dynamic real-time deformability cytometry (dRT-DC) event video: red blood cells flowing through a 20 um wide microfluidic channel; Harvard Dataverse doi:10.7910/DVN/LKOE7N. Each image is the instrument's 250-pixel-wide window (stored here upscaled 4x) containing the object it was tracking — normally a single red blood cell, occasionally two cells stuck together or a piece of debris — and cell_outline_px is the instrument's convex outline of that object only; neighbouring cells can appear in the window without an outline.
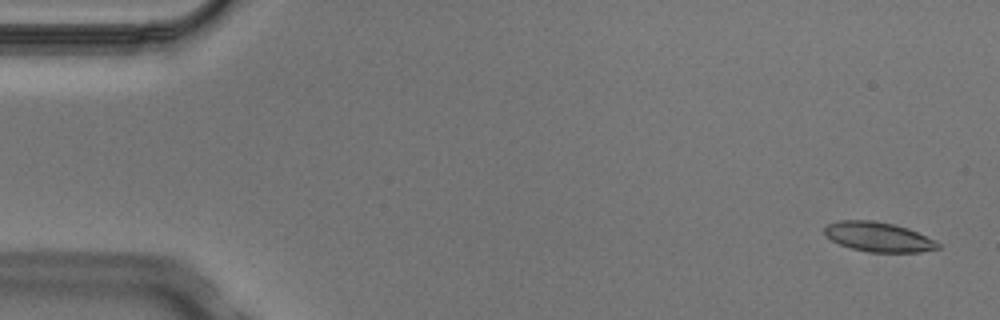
{"species": "Egyptian fruit bat (a non-hibernating species)", "species_latin": "Rousettus aegyptiacus", "temperature_condition": "cold", "stored_images_in_passage": 7, "camera_frame_rate_fps": 3000, "um_per_image_px": 0.085, "animal": {"sex": "male"}, "frame": {"image": 1, "passage_image": 1, "time_ms": 0.0, "image_size_px": [1000, 320], "cell_outline_px": [[940, 248], [920, 252], [868, 252], [852, 248], [840, 244], [832, 240], [824, 232], [824, 228], [828, 224], [836, 220], [872, 220], [892, 224], [908, 228], [936, 240], [940, 244]], "centroid_in_image_um": [74.68, 20.13], "position_along_channel_um": 10.3, "area_um2": 19.54}}
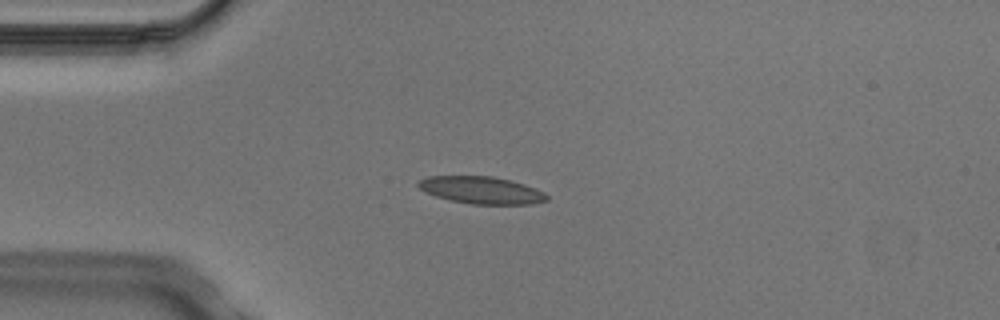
{"frame": {"image": 2, "passage_image": 4, "time_ms": 1.0, "image_size_px": [1000, 320], "cell_outline_px": [[548, 200], [532, 204], [472, 204], [452, 200], [436, 196], [420, 188], [416, 184], [420, 180], [428, 176], [492, 176], [512, 180], [536, 188], [544, 192], [548, 196]], "centroid_in_image_um": [40.97, 16.15], "position_along_channel_um": 44.0, "area_um2": 20.29}}
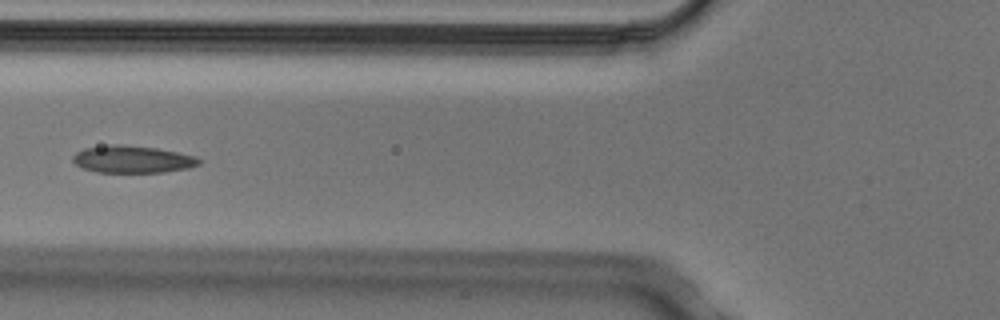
{"frame": {"image": 3, "passage_image": 6, "time_ms": 1.667, "image_size_px": [1000, 320], "cell_outline_px": [[200, 164], [188, 168], [164, 172], [96, 172], [80, 168], [72, 160], [72, 156], [76, 152], [84, 148], [112, 144], [120, 144], [156, 148], [196, 156], [200, 160]], "centroid_in_image_um": [11.22, 13.54], "position_along_channel_um": 114.6, "area_um2": 20.06}}